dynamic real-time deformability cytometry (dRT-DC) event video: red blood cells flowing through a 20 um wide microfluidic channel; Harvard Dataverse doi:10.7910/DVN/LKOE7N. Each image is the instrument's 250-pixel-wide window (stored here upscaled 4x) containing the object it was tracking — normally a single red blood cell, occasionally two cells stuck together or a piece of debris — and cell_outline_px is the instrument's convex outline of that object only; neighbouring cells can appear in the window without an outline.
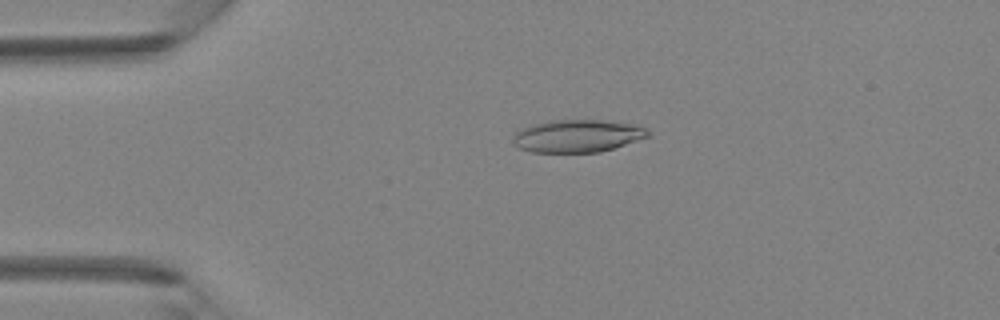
{"species": "Egyptian fruit bat (a non-hibernating species)", "species_latin": "Rousettus aegyptiacus", "temperature_condition": "room temperature", "stored_images_in_passage": 10, "camera_frame_rate_fps": 3000, "um_per_image_px": 0.085, "animal": {"sex": "female"}, "frame": {"image": 1, "passage_image": 10, "time_ms": 3.0, "image_size_px": [1000, 320], "cell_outline_px": [[652, 136], [600, 152], [532, 152], [520, 148], [512, 144], [512, 132], [532, 124], [548, 120], [600, 120], [632, 124], [644, 128]], "centroid_in_image_um": [49.02, 11.55], "position_along_channel_um": 36.0, "area_um2": 25.78}}